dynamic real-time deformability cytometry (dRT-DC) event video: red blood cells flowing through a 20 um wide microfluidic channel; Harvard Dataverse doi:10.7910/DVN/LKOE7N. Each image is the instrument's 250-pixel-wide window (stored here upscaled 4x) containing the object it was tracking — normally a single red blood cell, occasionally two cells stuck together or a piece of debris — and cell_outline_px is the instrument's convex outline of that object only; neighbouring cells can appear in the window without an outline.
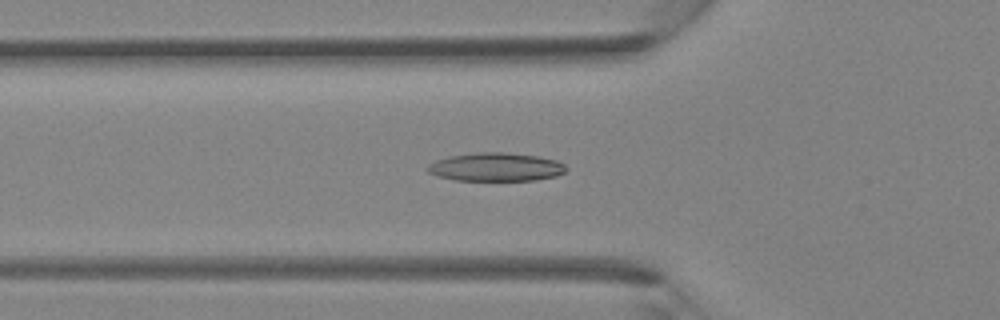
{"species": "Egyptian fruit bat (a non-hibernating species)", "species_latin": "Rousettus aegyptiacus", "temperature_condition": "room temperature", "stored_images_in_passage": 40, "camera_frame_rate_fps": 3000, "um_per_image_px": 0.085, "animal": {"sex": "female"}, "frame": {"image": 1, "passage_image": 14, "time_ms": 4.333, "image_size_px": [1000, 320], "cell_outline_px": [[568, 168], [564, 172], [556, 176], [536, 180], [456, 180], [440, 176], [428, 172], [424, 168], [428, 164], [436, 160], [448, 156], [476, 152], [504, 152], [540, 156], [556, 160], [564, 164]], "centroid_in_image_um": [42.15, 14.18], "position_along_channel_um": 83.6, "area_um2": 23.06}}
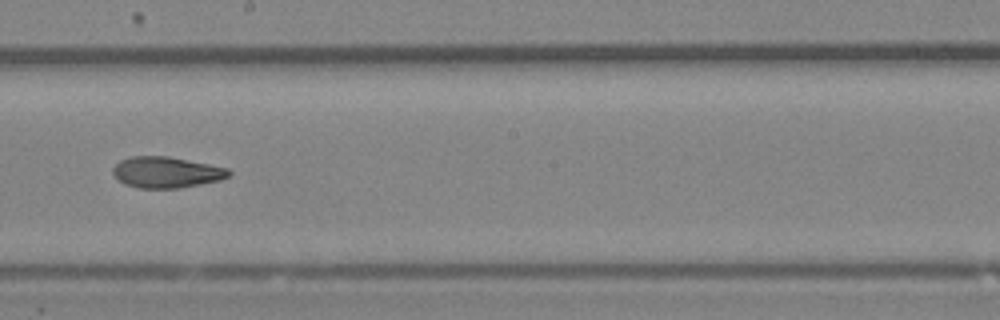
{"frame": {"image": 2, "passage_image": 23, "time_ms": 7.333, "image_size_px": [1000, 320], "cell_outline_px": [[232, 172], [228, 176], [220, 180], [180, 188], [140, 188], [124, 184], [112, 172], [112, 168], [120, 160], [132, 156], [168, 156], [228, 168]], "centroid_in_image_um": [14.14, 14.64], "position_along_channel_um": 234.1, "area_um2": 20.87}}
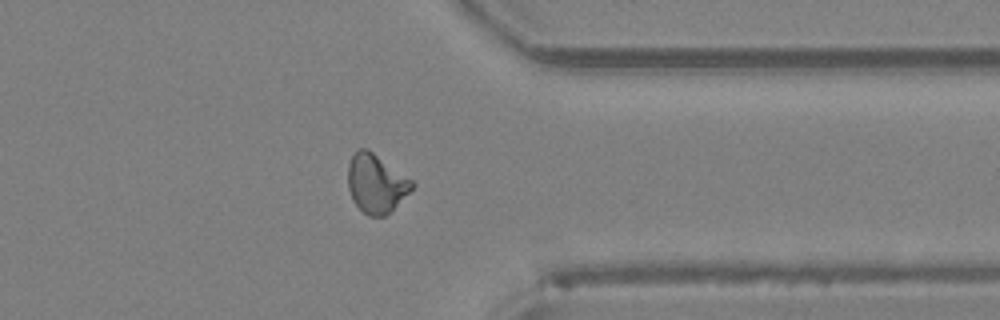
{"frame": {"image": 3, "passage_image": 32, "time_ms": 10.333, "image_size_px": [1000, 320], "cell_outline_px": [[416, 184], [384, 216], [368, 216], [352, 200], [348, 188], [348, 164], [352, 156], [360, 148], [368, 148], [412, 180]], "centroid_in_image_um": [31.94, 15.57], "position_along_channel_um": 379.5, "area_um2": 21.5}}